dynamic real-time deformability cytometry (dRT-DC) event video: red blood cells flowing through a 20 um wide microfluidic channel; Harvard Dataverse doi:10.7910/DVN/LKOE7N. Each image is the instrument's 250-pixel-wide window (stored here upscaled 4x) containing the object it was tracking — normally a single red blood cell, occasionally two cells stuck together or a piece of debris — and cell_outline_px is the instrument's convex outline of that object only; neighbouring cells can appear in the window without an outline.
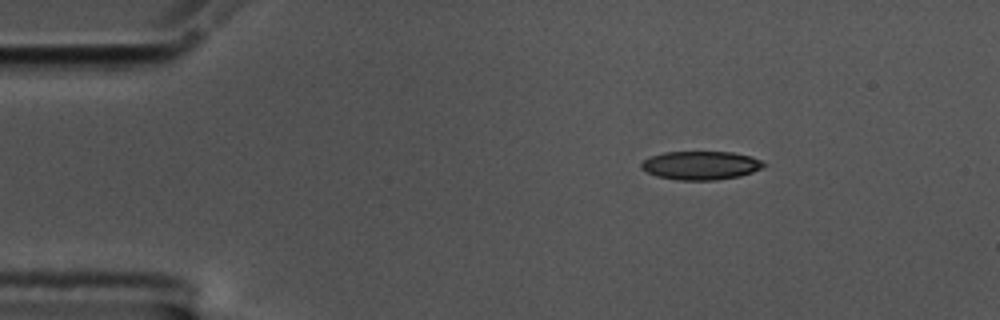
{"species": "common noctule bat (a hibernating species)", "species_latin": "Nyctalus noctula", "temperature_condition": "cold", "stored_images_in_passage": 49, "camera_frame_rate_fps": 3000, "um_per_image_px": 0.085, "animal": {"sex": "male", "body_mass_g": 17.5, "forearm_length_mm": 52.3}, "frame": {"image": 1, "passage_image": 1, "time_ms": 0.0, "image_size_px": [1000, 320], "cell_outline_px": [[768, 164], [752, 172], [740, 176], [716, 180], [676, 180], [656, 176], [640, 168], [640, 164], [644, 160], [652, 156], [664, 152], [732, 152], [752, 156], [764, 160]], "centroid_in_image_um": [59.6, 14.06], "position_along_channel_um": 25.4, "area_um2": 20.52}}
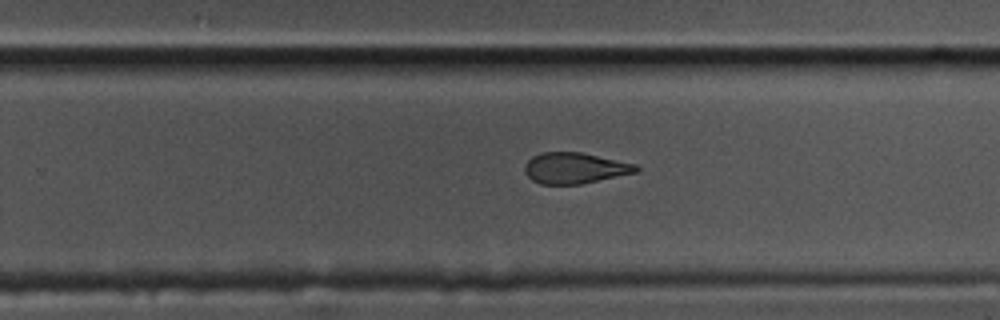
{"frame": {"image": 2, "passage_image": 28, "time_ms": 9.0, "image_size_px": [1000, 320], "cell_outline_px": [[640, 168], [636, 172], [580, 184], [540, 184], [532, 180], [524, 172], [524, 164], [532, 156], [540, 152], [580, 152], [636, 164]], "centroid_in_image_um": [48.81, 14.28], "position_along_channel_um": 281.0, "area_um2": 20.0}}
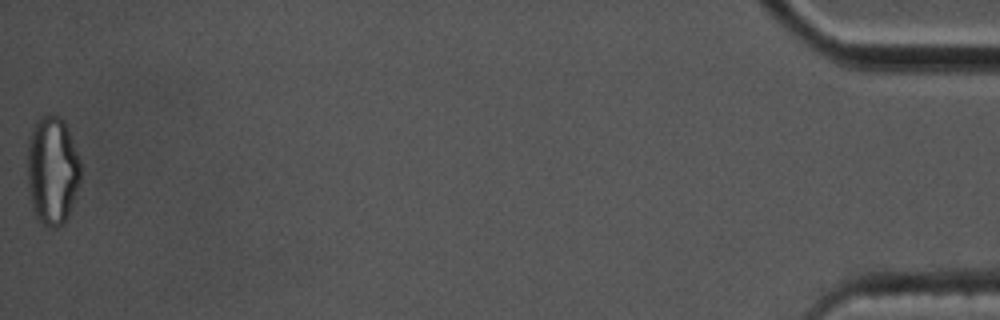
{"frame": {"image": 3, "passage_image": 49, "time_ms": 16.0, "image_size_px": [1000, 320], "cell_outline_px": [[80, 180], [68, 216], [64, 224], [56, 228], [44, 228], [36, 216], [32, 208], [28, 192], [28, 136], [36, 120], [44, 112], [60, 116], [64, 120], [68, 128], [80, 160]], "centroid_in_image_um": [4.43, 14.47], "position_along_channel_um": 430.8, "area_um2": 34.33}, "authors_computed_cell_mechanics": {"area_um2": 21.5016, "velocity_mm_per_s": 3.5431, "shape_relaxation_time_tau1_ms": 5.5861, "shape_relaxation_time_tau2_ms": 2.8048, "deformation_change_tau1": 0.1558, "deformation_change_tau2": 0.1027}}